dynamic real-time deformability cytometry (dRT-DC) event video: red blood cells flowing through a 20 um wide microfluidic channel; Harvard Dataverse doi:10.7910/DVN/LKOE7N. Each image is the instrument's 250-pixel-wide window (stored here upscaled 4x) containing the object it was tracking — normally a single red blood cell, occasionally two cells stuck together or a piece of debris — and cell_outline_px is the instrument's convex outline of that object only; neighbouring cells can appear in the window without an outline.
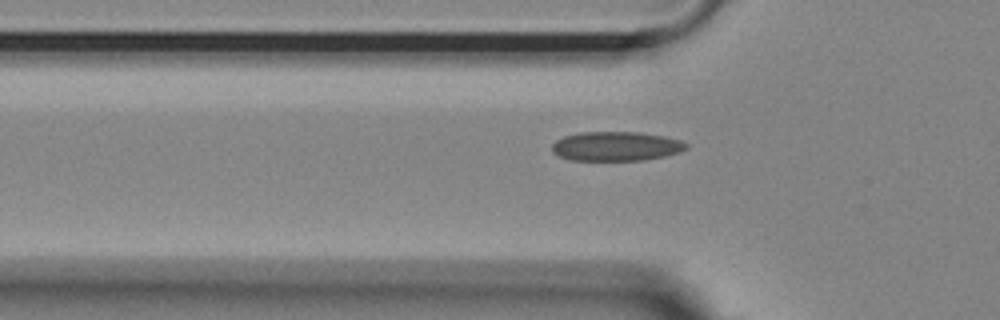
{"species": "Egyptian fruit bat (a non-hibernating species)", "species_latin": "Rousettus aegyptiacus", "temperature_condition": "room temperature", "stored_images_in_passage": 24, "camera_frame_rate_fps": 3000, "um_per_image_px": 0.085, "animal": {"sex": "female"}, "frame": {"image": 1, "passage_image": 5, "time_ms": 1.333, "image_size_px": [1000, 320], "cell_outline_px": [[688, 148], [680, 152], [664, 156], [644, 160], [568, 160], [552, 152], [552, 144], [556, 140], [564, 136], [580, 132], [640, 132], [664, 136], [680, 140], [688, 144]], "centroid_in_image_um": [52.37, 12.43], "position_along_channel_um": 73.4, "area_um2": 23.0}}
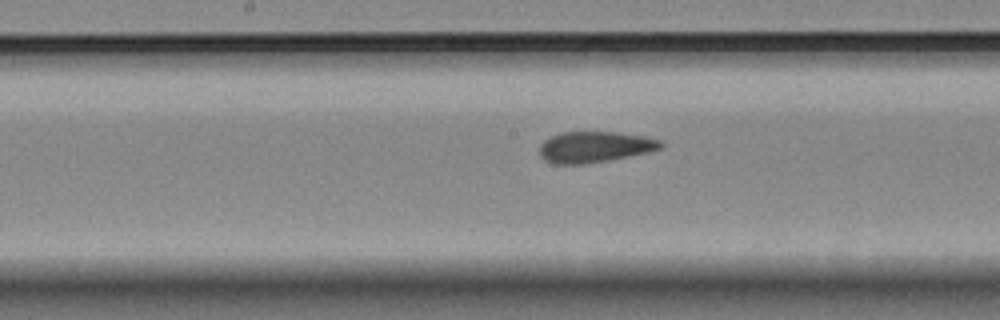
{"frame": {"image": 2, "passage_image": 15, "time_ms": 4.667, "image_size_px": [1000, 320], "cell_outline_px": [[664, 148], [652, 152], [612, 160], [588, 164], [556, 164], [544, 160], [540, 156], [540, 144], [544, 140], [560, 132], [616, 132], [644, 136], [660, 140], [664, 144]], "centroid_in_image_um": [50.6, 12.5], "position_along_channel_um": 197.6, "area_um2": 22.31}}
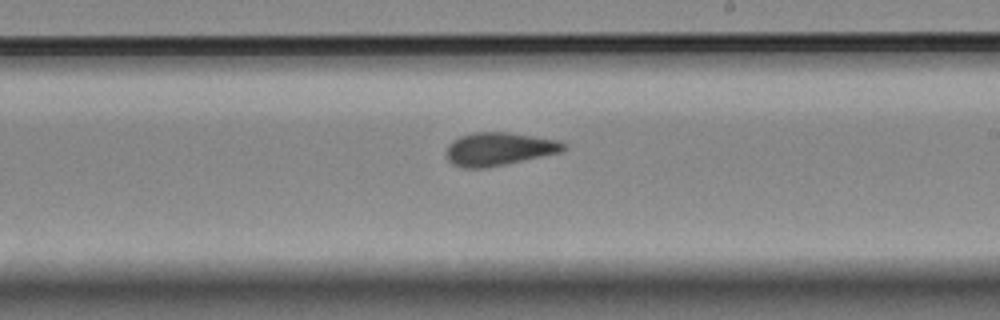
{"frame": {"image": 3, "passage_image": 19, "time_ms": 6.0, "image_size_px": [1000, 320], "cell_outline_px": [[568, 148], [560, 152], [504, 164], [484, 168], [460, 168], [452, 164], [444, 156], [448, 144], [452, 140], [460, 136], [472, 132], [508, 132], [560, 140], [568, 144]], "centroid_in_image_um": [42.38, 12.65], "position_along_channel_um": 246.6, "area_um2": 22.89}}